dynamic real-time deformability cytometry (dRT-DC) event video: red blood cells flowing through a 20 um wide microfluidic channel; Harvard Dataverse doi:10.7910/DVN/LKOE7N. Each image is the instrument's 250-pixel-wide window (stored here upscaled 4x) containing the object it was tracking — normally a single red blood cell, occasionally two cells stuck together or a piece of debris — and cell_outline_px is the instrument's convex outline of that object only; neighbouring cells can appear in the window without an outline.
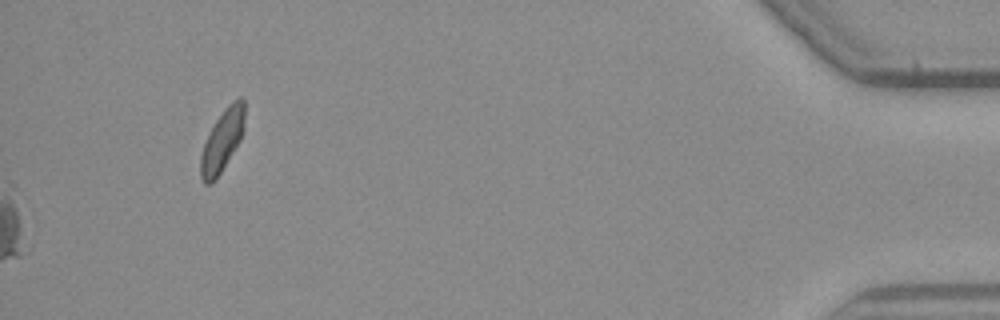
{"species": "common noctule bat (a hibernating species)", "species_latin": "Nyctalus noctula", "temperature_condition": "warm", "stored_images_in_passage": 42, "segment_of_instrument_passage": [2, 2], "camera_frame_rate_fps": 3000, "um_per_image_px": 0.085, "animal": {"sex": "male", "body_mass_g": 23.1, "forearm_length_mm": 52.7}, "frame": {"image": 1, "passage_image": 42, "time_ms": 13.667, "image_size_px": [1000, 320], "cell_outline_px": [[244, 132], [240, 140], [220, 172], [212, 184], [204, 184], [200, 176], [200, 156], [204, 144], [216, 120], [224, 108], [232, 100], [240, 96], [244, 100]], "centroid_in_image_um": [18.89, 11.93], "position_along_channel_um": 416.3, "area_um2": 15.72}}